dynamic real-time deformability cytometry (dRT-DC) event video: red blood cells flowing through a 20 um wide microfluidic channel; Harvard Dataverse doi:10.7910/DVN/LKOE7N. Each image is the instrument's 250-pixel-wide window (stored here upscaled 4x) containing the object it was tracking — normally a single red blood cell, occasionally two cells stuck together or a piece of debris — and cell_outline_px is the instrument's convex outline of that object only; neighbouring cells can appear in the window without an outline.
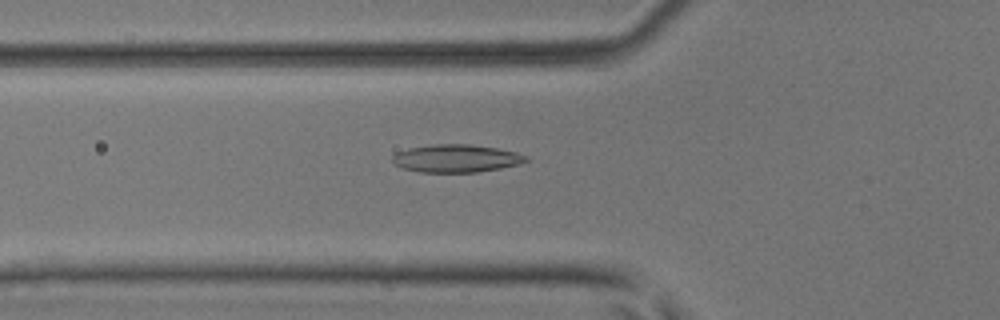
{"species": "common noctule bat (a hibernating species)", "species_latin": "Nyctalus noctula", "temperature_condition": "room temperature", "stored_images_in_passage": 20, "camera_frame_rate_fps": 3000, "um_per_image_px": 0.085, "animal": {"sex": "male", "body_mass_g": 17.9, "forearm_length_mm": 54.2}, "frame": {"image": 1, "passage_image": 3, "time_ms": 0.667, "image_size_px": [1000, 320], "cell_outline_px": [[532, 160], [520, 164], [500, 168], [476, 172], [420, 172], [404, 168], [396, 164], [392, 160], [392, 156], [396, 152], [408, 148], [432, 144], [468, 144], [496, 148], [516, 152], [528, 156]], "centroid_in_image_um": [38.81, 13.46], "position_along_channel_um": 87.0, "area_um2": 21.68}}
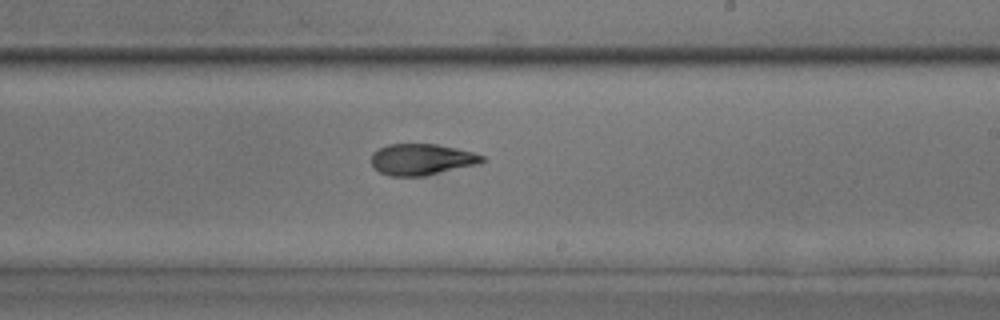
{"frame": {"image": 2, "passage_image": 15, "time_ms": 4.667, "image_size_px": [1000, 320], "cell_outline_px": [[484, 160], [480, 164], [424, 176], [392, 176], [380, 172], [372, 164], [372, 152], [388, 144], [436, 144], [456, 148], [472, 152], [484, 156]], "centroid_in_image_um": [35.86, 13.55], "position_along_channel_um": 253.1, "area_um2": 20.11}}